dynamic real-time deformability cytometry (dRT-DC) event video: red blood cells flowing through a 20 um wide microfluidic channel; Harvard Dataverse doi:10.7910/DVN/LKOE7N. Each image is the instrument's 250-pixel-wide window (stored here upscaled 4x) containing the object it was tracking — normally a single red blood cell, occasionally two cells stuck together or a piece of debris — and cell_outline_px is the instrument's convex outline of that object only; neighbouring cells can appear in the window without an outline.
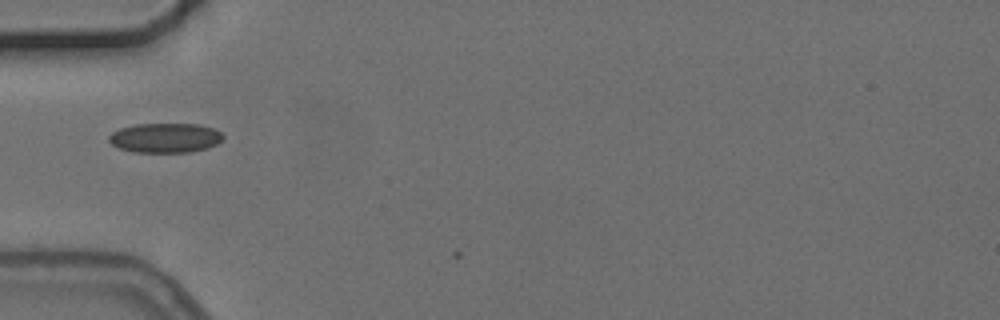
{"species": "common noctule bat (a hibernating species)", "species_latin": "Nyctalus noctula", "temperature_condition": "cold", "stored_images_in_passage": 2, "camera_frame_rate_fps": 3000, "um_per_image_px": 0.085, "animal": {"sex": "female", "body_mass_g": 24.6, "forearm_length_mm": 56.2}, "frame": {"image": 1, "passage_image": 1, "time_ms": 0.0, "image_size_px": [1000, 320], "cell_outline_px": [[224, 136], [216, 144], [208, 148], [192, 152], [132, 152], [120, 148], [112, 144], [108, 140], [108, 136], [112, 132], [120, 128], [136, 124], [200, 124], [216, 128]], "centroid_in_image_um": [14.05, 11.71], "position_along_channel_um": 70.9, "area_um2": 19.83}}